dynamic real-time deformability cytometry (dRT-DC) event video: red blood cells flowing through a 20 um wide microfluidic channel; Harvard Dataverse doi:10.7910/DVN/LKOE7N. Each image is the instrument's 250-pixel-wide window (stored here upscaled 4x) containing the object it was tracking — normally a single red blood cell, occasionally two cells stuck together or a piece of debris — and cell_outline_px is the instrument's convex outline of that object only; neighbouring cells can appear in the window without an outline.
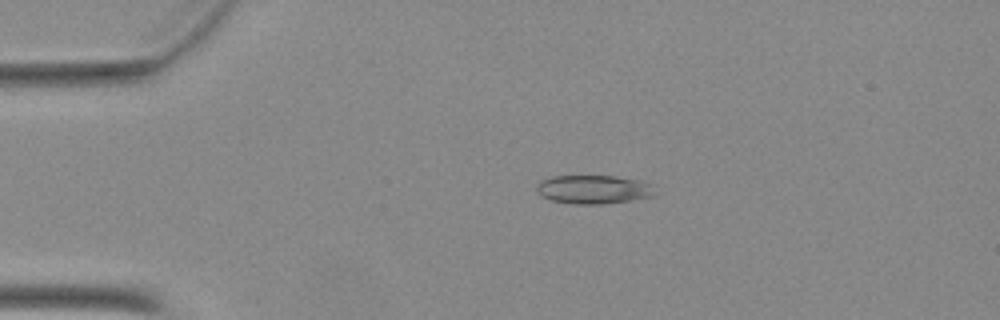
{"species": "Egyptian fruit bat (a non-hibernating species)", "species_latin": "Rousettus aegyptiacus", "temperature_condition": "warm", "stored_images_in_passage": 51, "camera_frame_rate_fps": 3000, "um_per_image_px": 0.085, "animal": {"sex": "female"}, "frame": {"image": 1, "passage_image": 11, "time_ms": 3.333, "image_size_px": [1000, 320], "cell_outline_px": [[656, 196], [632, 200], [600, 204], [572, 204], [552, 200], [536, 192], [536, 184], [540, 180], [552, 176], [616, 176], [644, 180], [652, 184]], "centroid_in_image_um": [50.49, 16.09], "position_along_channel_um": 34.5, "area_um2": 20.06}}
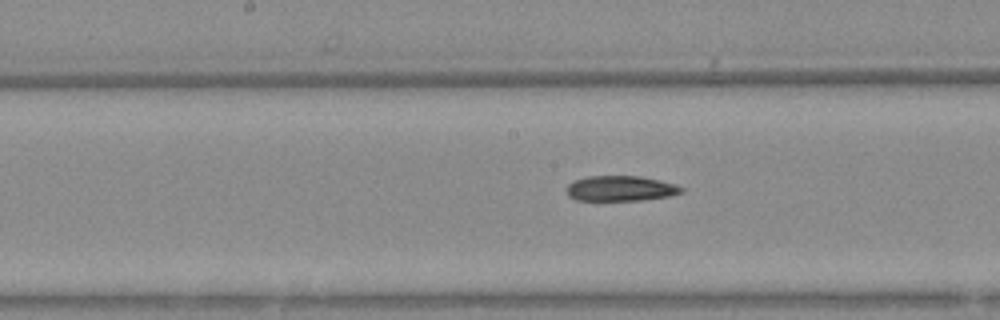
{"frame": {"image": 2, "passage_image": 26, "time_ms": 8.333, "image_size_px": [1000, 320], "cell_outline_px": [[684, 192], [668, 196], [640, 200], [576, 200], [568, 196], [568, 184], [576, 180], [588, 176], [640, 176], [660, 180], [684, 188]], "centroid_in_image_um": [52.75, 16.02], "position_along_channel_um": 195.4, "area_um2": 16.7}}
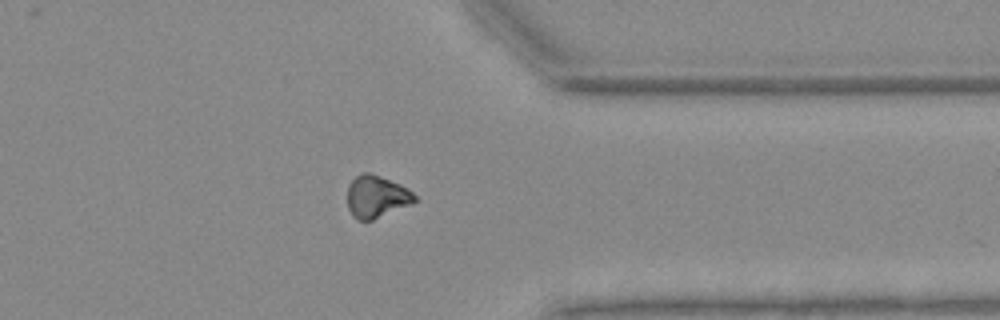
{"frame": {"image": 3, "passage_image": 40, "time_ms": 13.0, "image_size_px": [1000, 320], "cell_outline_px": [[420, 200], [412, 204], [372, 220], [356, 220], [352, 216], [348, 208], [348, 184], [356, 176], [364, 172], [372, 172], [400, 184], [408, 188]], "centroid_in_image_um": [32.02, 16.71], "position_along_channel_um": 379.4, "area_um2": 16.82}}